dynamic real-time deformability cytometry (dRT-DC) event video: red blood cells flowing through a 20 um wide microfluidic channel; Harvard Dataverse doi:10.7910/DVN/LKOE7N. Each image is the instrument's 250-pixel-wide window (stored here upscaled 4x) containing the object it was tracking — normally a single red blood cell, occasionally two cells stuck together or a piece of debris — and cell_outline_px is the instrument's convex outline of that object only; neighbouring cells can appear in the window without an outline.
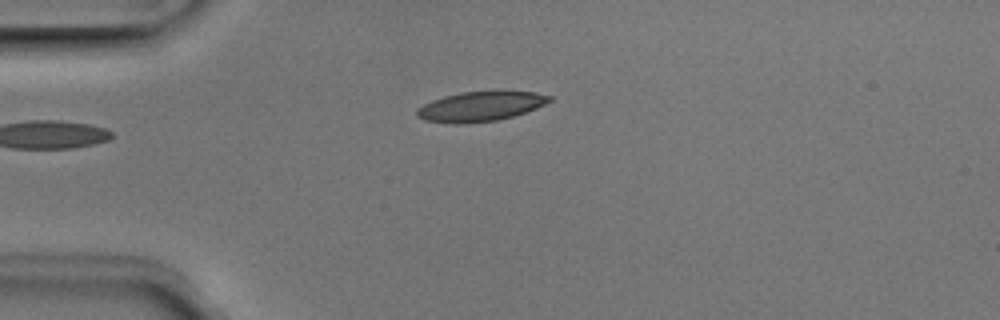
{"species": "Egyptian fruit bat (a non-hibernating species)", "species_latin": "Rousettus aegyptiacus", "temperature_condition": "room temperature", "stored_images_in_passage": 5, "camera_frame_rate_fps": 3000, "um_per_image_px": 0.085, "animal": {"sex": "male"}, "frame": {"image": 1, "passage_image": 3, "time_ms": 0.667, "image_size_px": [1000, 320], "cell_outline_px": [[552, 100], [536, 108], [512, 116], [496, 120], [452, 124], [424, 120], [416, 116], [416, 108], [432, 100], [444, 96], [460, 92], [496, 88], [536, 92], [552, 96]], "centroid_in_image_um": [40.86, 8.98], "position_along_channel_um": 44.1, "area_um2": 23.7}}
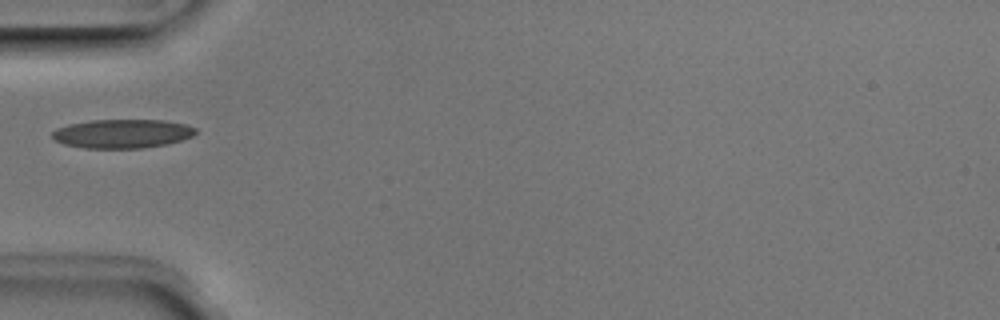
{"frame": {"image": 2, "passage_image": 4, "time_ms": 1.0, "image_size_px": [1000, 320], "cell_outline_px": [[196, 132], [192, 136], [168, 144], [144, 148], [84, 148], [64, 144], [56, 140], [52, 136], [52, 132], [56, 128], [68, 124], [92, 120], [164, 120], [188, 124], [196, 128]], "centroid_in_image_um": [10.41, 11.36], "position_along_channel_um": 74.6, "area_um2": 24.22}}